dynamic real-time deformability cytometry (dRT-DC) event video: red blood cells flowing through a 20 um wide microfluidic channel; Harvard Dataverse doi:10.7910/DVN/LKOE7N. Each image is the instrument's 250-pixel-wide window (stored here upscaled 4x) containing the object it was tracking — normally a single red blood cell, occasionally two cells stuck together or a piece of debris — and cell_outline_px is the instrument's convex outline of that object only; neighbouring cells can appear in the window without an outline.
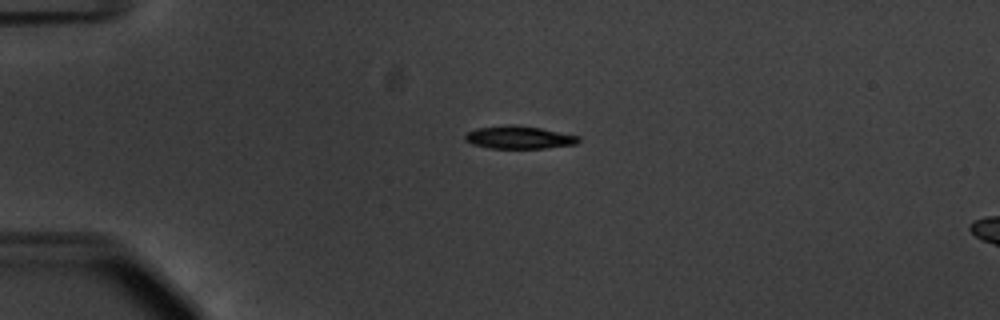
{"species": "common noctule bat (a hibernating species)", "species_latin": "Nyctalus noctula", "temperature_condition": "warm", "stored_images_in_passage": 56, "camera_frame_rate_fps": 3000, "um_per_image_px": 0.085, "animal": {"sex": "male", "body_mass_g": 20.1, "forearm_length_mm": 53.5}, "frame": {"image": 1, "passage_image": 15, "time_ms": 4.667, "image_size_px": [1000, 320], "cell_outline_px": [[580, 140], [576, 144], [544, 148], [488, 148], [472, 144], [464, 140], [464, 136], [468, 132], [476, 128], [508, 124], [512, 124], [540, 128], [580, 136]], "centroid_in_image_um": [44.09, 11.67], "position_along_channel_um": 40.9, "area_um2": 15.09}}
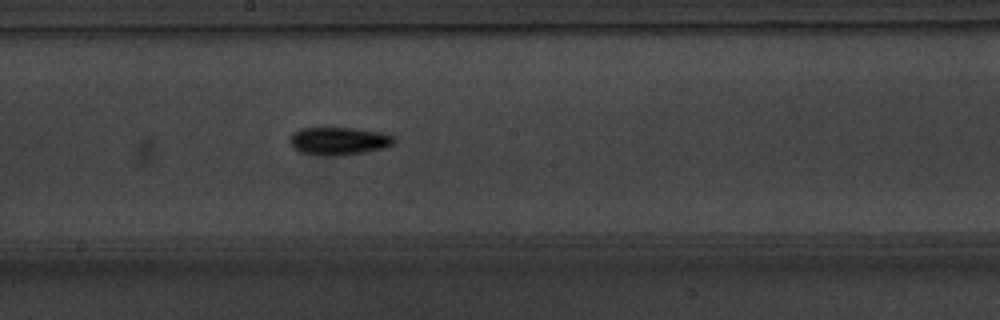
{"frame": {"image": 2, "passage_image": 32, "time_ms": 10.333, "image_size_px": [1000, 320], "cell_outline_px": [[396, 140], [392, 144], [384, 148], [344, 156], [320, 156], [300, 152], [288, 140], [292, 132], [300, 128], [356, 128], [380, 132], [392, 136]], "centroid_in_image_um": [28.77, 11.99], "position_along_channel_um": 219.4, "area_um2": 17.05}}
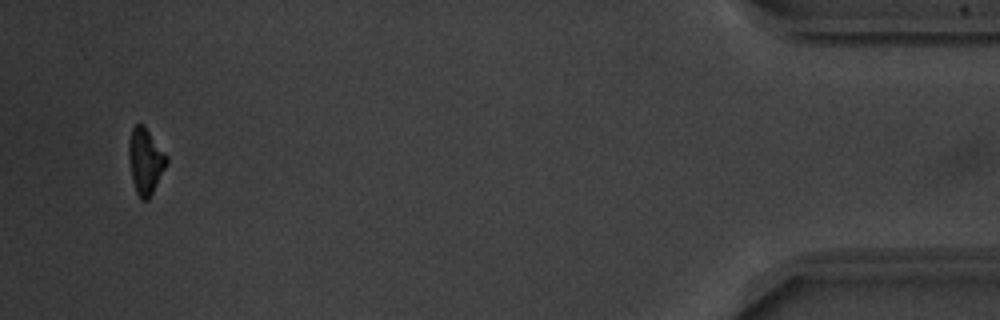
{"frame": {"image": 3, "passage_image": 54, "time_ms": 17.667, "image_size_px": [1000, 320], "cell_outline_px": [[168, 164], [148, 200], [140, 200], [136, 192], [132, 180], [128, 152], [128, 140], [132, 128], [136, 124], [144, 124], [168, 156]], "centroid_in_image_um": [12.37, 13.68], "position_along_channel_um": 422.8, "area_um2": 14.74}, "authors_computed_cell_mechanics": {"area_um2": 15.317, "velocity_mm_per_s": 3.7614, "shape_relaxation_time_tau1_ms": 2.1759, "shape_relaxation_time_tau2_ms": null, "deformation_change_tau1": 0.1494, "deformation_change_tau2": null}}